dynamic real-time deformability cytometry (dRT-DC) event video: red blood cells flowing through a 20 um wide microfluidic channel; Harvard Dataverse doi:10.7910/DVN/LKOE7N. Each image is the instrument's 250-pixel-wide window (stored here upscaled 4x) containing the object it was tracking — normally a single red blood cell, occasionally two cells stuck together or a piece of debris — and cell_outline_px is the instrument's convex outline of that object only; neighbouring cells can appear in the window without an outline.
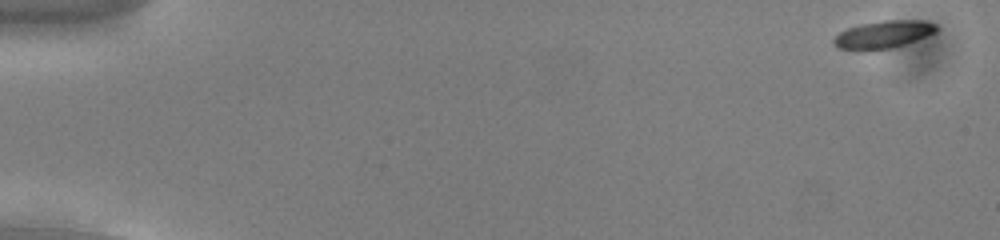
{"species": "common noctule bat (a hibernating species)", "species_latin": "Nyctalus noctula", "temperature_condition": "cold", "stored_images_in_passage": 54, "camera_frame_rate_fps": 3000, "um_per_image_px": 0.085, "animal": {"sex": "male", "body_mass_g": 13.0, "forearm_length_mm": 53.1}, "frame": {"image": 1, "passage_image": 1, "time_ms": 0.0, "image_size_px": [1000, 240], "cell_outline_px": [[940, 28], [936, 32], [904, 44], [888, 48], [868, 52], [864, 52], [836, 48], [832, 44], [832, 40], [840, 32], [848, 28], [860, 24], [884, 20], [924, 20], [936, 24]], "centroid_in_image_um": [75.04, 2.95], "position_along_channel_um": 10.0, "area_um2": 16.82}}
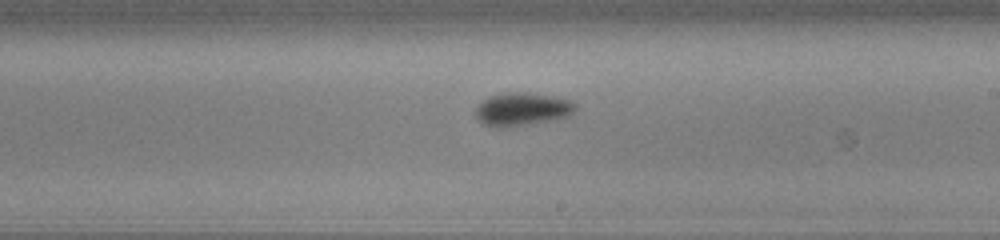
{"frame": {"image": 2, "passage_image": 32, "time_ms": 10.333, "image_size_px": [1000, 240], "cell_outline_px": [[576, 108], [568, 116], [548, 120], [500, 128], [496, 128], [484, 124], [476, 116], [476, 108], [484, 100], [492, 96], [504, 92], [528, 92], [552, 96], [568, 100], [576, 104]], "centroid_in_image_um": [44.36, 9.27], "position_along_channel_um": 244.6, "area_um2": 18.79}}
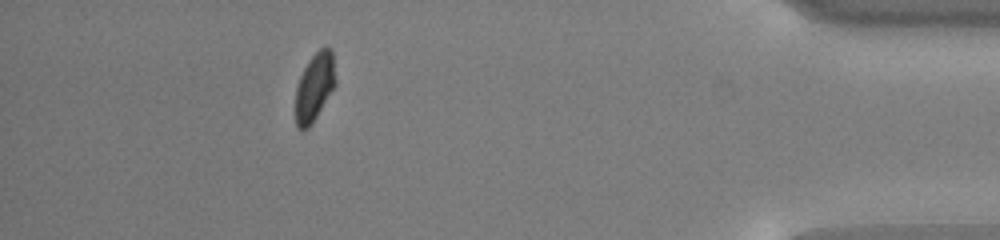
{"frame": {"image": 3, "passage_image": 49, "time_ms": 16.0, "image_size_px": [1000, 240], "cell_outline_px": [[336, 84], [316, 116], [308, 128], [296, 128], [296, 88], [300, 76], [304, 68], [312, 56], [320, 48], [332, 48], [336, 80]], "centroid_in_image_um": [26.74, 7.36], "position_along_channel_um": 408.5, "area_um2": 15.55}}